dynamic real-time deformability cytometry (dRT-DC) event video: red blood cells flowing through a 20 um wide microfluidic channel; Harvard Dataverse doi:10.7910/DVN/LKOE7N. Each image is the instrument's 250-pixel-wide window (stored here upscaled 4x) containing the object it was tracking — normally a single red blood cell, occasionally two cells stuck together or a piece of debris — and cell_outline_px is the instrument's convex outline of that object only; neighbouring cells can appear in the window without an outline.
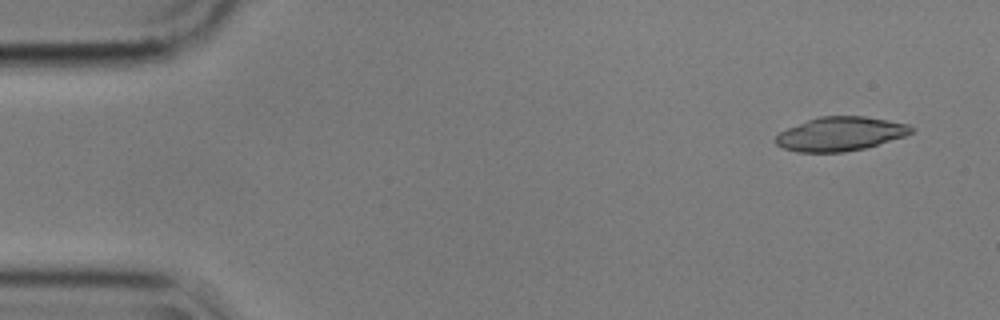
{"species": "common noctule bat (a hibernating species)", "species_latin": "Nyctalus noctula", "temperature_condition": "cold", "stored_images_in_passage": 14, "camera_frame_rate_fps": 3000, "um_per_image_px": 0.085, "animal": {"sex": "male", "body_mass_g": 17.9}, "frame": {"image": 1, "passage_image": 1, "time_ms": 0.0, "image_size_px": [1000, 320], "cell_outline_px": [[912, 132], [904, 136], [864, 148], [844, 152], [796, 152], [784, 148], [776, 144], [776, 136], [780, 132], [788, 128], [808, 120], [820, 116], [864, 116], [888, 120], [908, 124], [912, 128]], "centroid_in_image_um": [71.41, 11.38], "position_along_channel_um": 13.6, "area_um2": 26.47}}
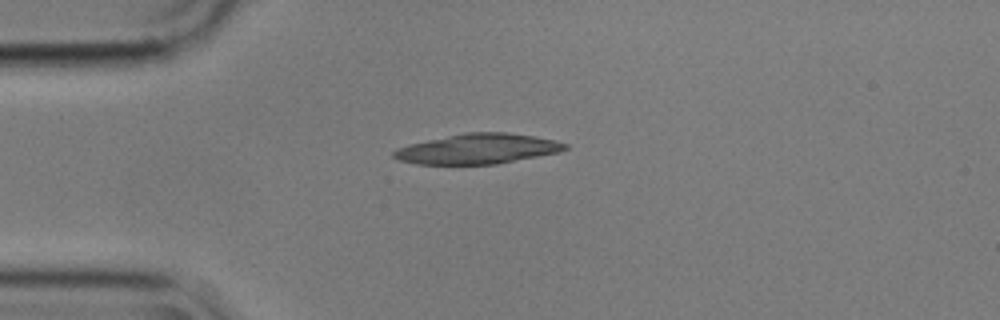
{"frame": {"image": 2, "passage_image": 3, "time_ms": 0.667, "image_size_px": [1000, 320], "cell_outline_px": [[568, 148], [560, 152], [496, 164], [416, 164], [400, 160], [392, 156], [392, 152], [396, 148], [408, 144], [464, 132], [508, 132], [536, 136], [556, 140], [568, 144]], "centroid_in_image_um": [40.62, 12.64], "position_along_channel_um": 44.4, "area_um2": 30.23}}